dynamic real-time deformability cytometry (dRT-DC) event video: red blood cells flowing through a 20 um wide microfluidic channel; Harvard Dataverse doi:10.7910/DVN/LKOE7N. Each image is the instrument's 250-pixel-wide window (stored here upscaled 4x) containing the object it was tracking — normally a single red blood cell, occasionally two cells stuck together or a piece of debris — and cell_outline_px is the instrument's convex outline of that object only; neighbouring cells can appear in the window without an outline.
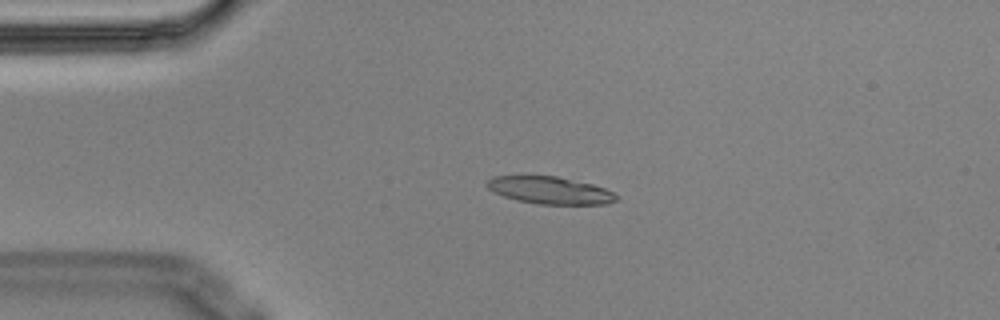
{"species": "Egyptian fruit bat (a non-hibernating species)", "species_latin": "Rousettus aegyptiacus", "temperature_condition": "cold", "stored_images_in_passage": 6, "camera_frame_rate_fps": 3000, "um_per_image_px": 0.085, "animal": {"sex": "male"}, "frame": {"image": 1, "passage_image": 3, "time_ms": 0.667, "image_size_px": [1000, 320], "cell_outline_px": [[620, 196], [616, 200], [608, 204], [536, 204], [516, 200], [504, 196], [488, 188], [484, 184], [492, 176], [556, 176], [592, 184], [604, 188]], "centroid_in_image_um": [46.75, 16.18], "position_along_channel_um": 38.3, "area_um2": 20.52}}
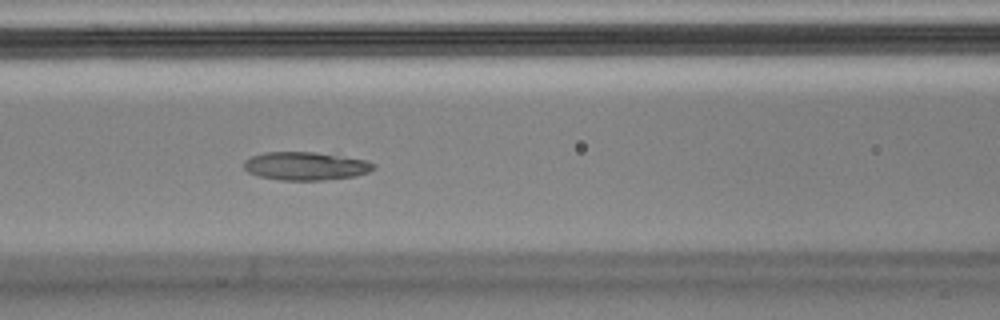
{"frame": {"image": 2, "passage_image": 6, "time_ms": 1.667, "image_size_px": [1000, 320], "cell_outline_px": [[376, 168], [368, 172], [356, 176], [320, 180], [280, 180], [260, 176], [248, 172], [244, 168], [244, 160], [252, 156], [264, 152], [316, 152], [368, 160], [376, 164]], "centroid_in_image_um": [26.01, 14.11], "position_along_channel_um": 140.6, "area_um2": 21.39}}